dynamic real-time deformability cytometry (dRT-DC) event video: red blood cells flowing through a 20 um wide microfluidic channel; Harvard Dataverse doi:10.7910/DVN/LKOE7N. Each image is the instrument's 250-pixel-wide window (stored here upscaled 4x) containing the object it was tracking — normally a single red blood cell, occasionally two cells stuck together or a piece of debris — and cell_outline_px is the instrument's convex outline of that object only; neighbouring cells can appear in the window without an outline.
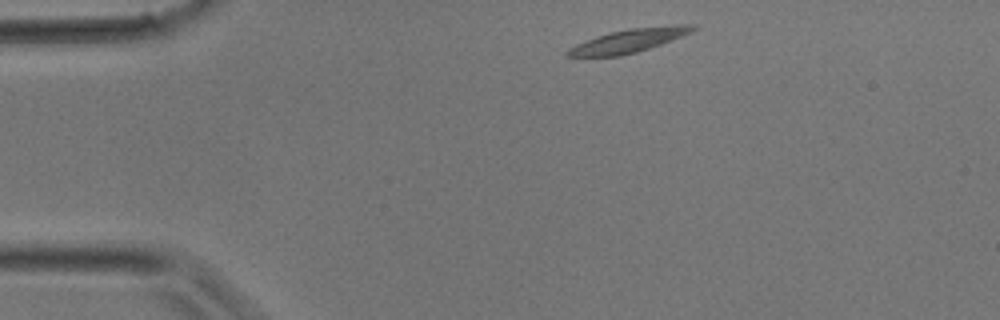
{"species": "common noctule bat (a hibernating species)", "species_latin": "Nyctalus noctula", "temperature_condition": "room temperature", "stored_images_in_passage": 30, "camera_frame_rate_fps": 3000, "um_per_image_px": 0.085, "animal": {"sex": "male", "body_mass_g": 17.9}, "frame": {"image": 1, "passage_image": 1, "time_ms": 0.0, "image_size_px": [1000, 320], "cell_outline_px": [[696, 28], [692, 32], [660, 44], [636, 52], [620, 56], [564, 56], [564, 52], [568, 48], [576, 44], [596, 36], [612, 32], [632, 28], [676, 24], [696, 24]], "centroid_in_image_um": [53.44, 3.45], "position_along_channel_um": 31.6, "area_um2": 16.99}}
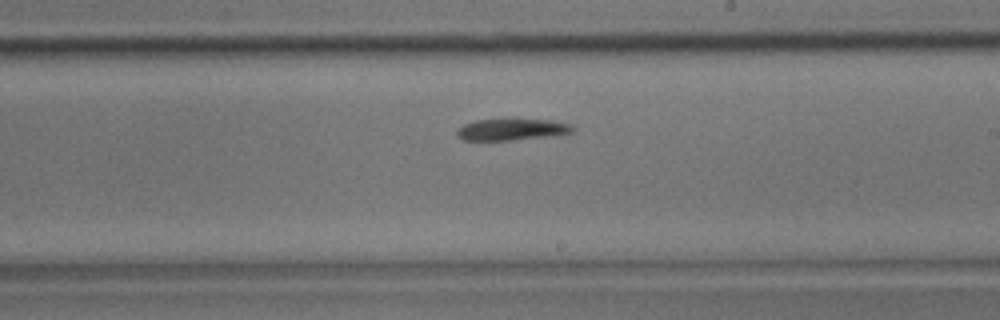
{"frame": {"image": 2, "passage_image": 15, "time_ms": 4.667, "image_size_px": [1000, 320], "cell_outline_px": [[576, 128], [572, 132], [560, 136], [512, 140], [464, 140], [456, 136], [456, 132], [464, 124], [476, 120], [504, 116], [508, 116], [552, 120], [572, 124]], "centroid_in_image_um": [43.58, 10.96], "position_along_channel_um": 245.4, "area_um2": 15.78}}
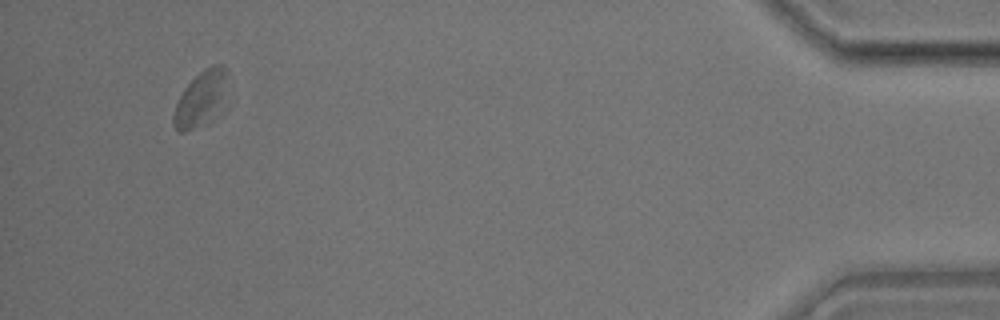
{"frame": {"image": 3, "passage_image": 28, "time_ms": 9.0, "image_size_px": [1000, 320], "cell_outline_px": [[224, 76], [220, 108], [212, 120], [208, 124], [184, 132], [180, 132], [172, 124], [172, 116], [176, 104], [184, 88], [204, 68], [212, 64], [224, 64]], "centroid_in_image_um": [16.99, 8.46], "position_along_channel_um": 418.2, "area_um2": 16.82}}